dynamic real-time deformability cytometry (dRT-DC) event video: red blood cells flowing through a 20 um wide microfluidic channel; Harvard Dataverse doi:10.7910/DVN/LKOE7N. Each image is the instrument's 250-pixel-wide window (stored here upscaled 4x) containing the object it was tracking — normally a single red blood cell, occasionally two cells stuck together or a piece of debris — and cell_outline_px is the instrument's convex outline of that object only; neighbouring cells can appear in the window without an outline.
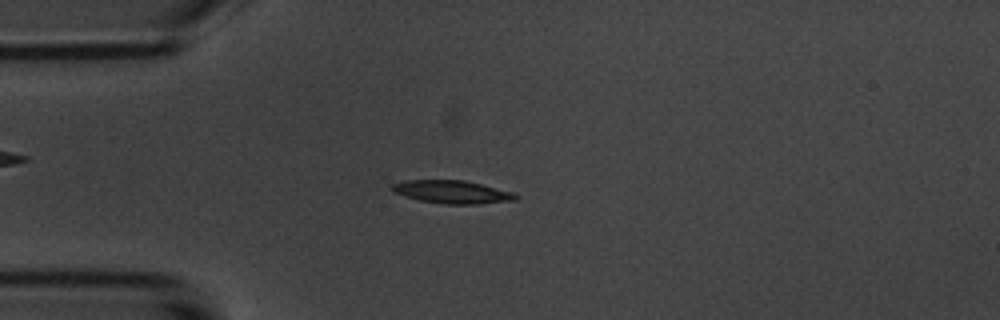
{"species": "common noctule bat (a hibernating species)", "species_latin": "Nyctalus noctula", "temperature_condition": "room temperature", "stored_images_in_passage": 45, "camera_frame_rate_fps": 3000, "um_per_image_px": 0.085, "animal": {"sex": "male", "body_mass_g": 20.1, "forearm_length_mm": 53.5}, "frame": {"image": 1, "passage_image": 13, "time_ms": 4.0, "image_size_px": [1000, 320], "cell_outline_px": [[520, 196], [516, 200], [476, 204], [444, 204], [420, 200], [392, 192], [388, 188], [392, 184], [404, 180], [464, 180], [512, 192]], "centroid_in_image_um": [38.39, 16.31], "position_along_channel_um": 46.6, "area_um2": 16.53}}
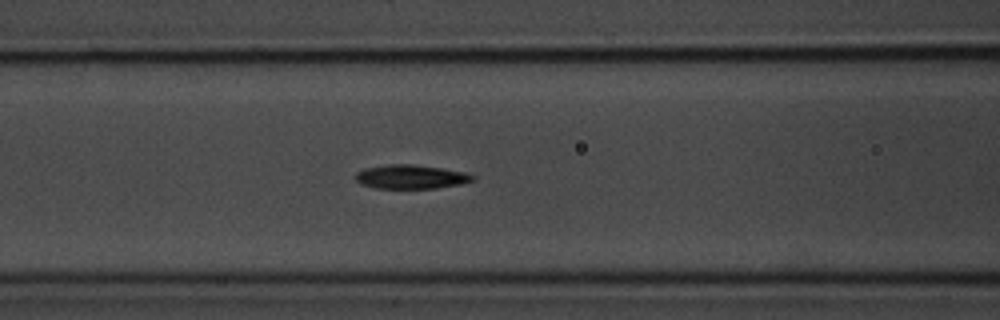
{"frame": {"image": 2, "passage_image": 21, "time_ms": 6.667, "image_size_px": [1000, 320], "cell_outline_px": [[476, 180], [460, 184], [436, 188], [372, 188], [360, 184], [356, 180], [356, 172], [364, 168], [388, 164], [412, 164], [440, 168], [464, 172], [476, 176]], "centroid_in_image_um": [34.91, 15.03], "position_along_channel_um": 131.7, "area_um2": 16.42}}
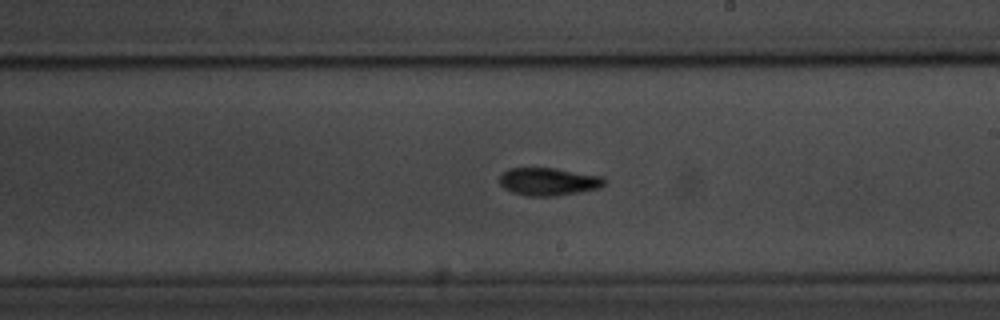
{"frame": {"image": 3, "passage_image": 30, "time_ms": 9.667, "image_size_px": [1000, 320], "cell_outline_px": [[608, 180], [600, 188], [580, 192], [556, 196], [528, 196], [512, 192], [504, 188], [500, 184], [500, 176], [508, 168], [556, 168], [604, 176]], "centroid_in_image_um": [46.67, 15.43], "position_along_channel_um": 242.3, "area_um2": 17.17}, "authors_computed_cell_mechanics": {"area_um2": 16.4152, "velocity_mm_per_s": 3.6927, "shape_relaxation_time_tau1_ms": 2.6948, "shape_relaxation_time_tau2_ms": 3.114, "deformation_change_tau1": 0.1237, "deformation_change_tau2": 0.0932}}